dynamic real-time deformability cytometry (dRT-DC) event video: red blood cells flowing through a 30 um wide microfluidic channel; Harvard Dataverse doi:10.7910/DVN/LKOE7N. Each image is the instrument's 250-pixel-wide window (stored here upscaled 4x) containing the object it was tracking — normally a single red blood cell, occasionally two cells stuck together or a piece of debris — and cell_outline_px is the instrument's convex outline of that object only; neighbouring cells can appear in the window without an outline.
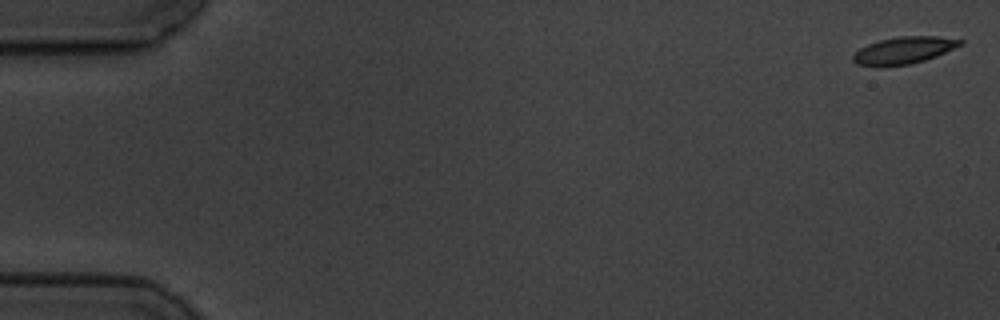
{"species": "common noctule bat (a hibernating species)", "species_latin": "Nyctalus noctula", "temperature_condition": "cold", "stored_images_in_passage": 7, "camera_frame_rate_fps": 3000, "um_per_image_px": 0.085, "animal": {"sex": "male", "body_mass_g": 19.5, "forearm_length_mm": 54.6}, "frame": {"image": 1, "passage_image": 1, "time_ms": 0.0, "image_size_px": [1000, 320], "cell_outline_px": [[964, 44], [936, 56], [912, 64], [856, 64], [852, 60], [852, 56], [860, 48], [868, 44], [880, 40], [900, 36], [936, 36], [964, 40]], "centroid_in_image_um": [76.89, 4.24], "position_along_channel_um": 8.1, "area_um2": 16.36}}
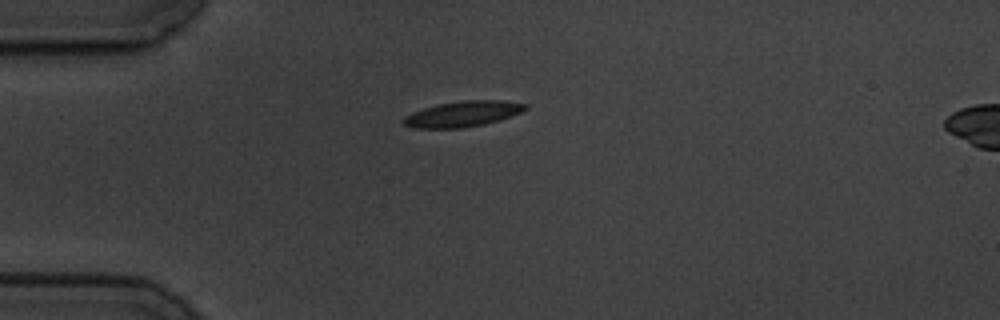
{"frame": {"image": 2, "passage_image": 5, "time_ms": 4.667, "image_size_px": [1000, 320], "cell_outline_px": [[528, 108], [520, 112], [500, 120], [484, 124], [460, 128], [412, 128], [404, 124], [400, 120], [404, 116], [412, 112], [436, 104], [460, 100], [504, 100], [528, 104]], "centroid_in_image_um": [39.31, 9.67], "position_along_channel_um": 45.7, "area_um2": 18.38}}
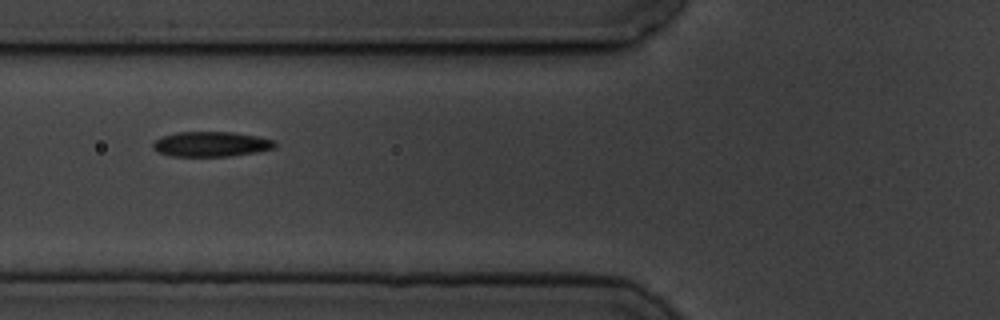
{"frame": {"image": 3, "passage_image": 7, "time_ms": 7.0, "image_size_px": [1000, 320], "cell_outline_px": [[276, 148], [256, 152], [228, 156], [172, 156], [160, 152], [152, 148], [152, 144], [156, 140], [164, 136], [176, 132], [232, 132], [256, 136], [276, 140]], "centroid_in_image_um": [17.98, 12.25], "position_along_channel_um": 107.8, "area_um2": 17.69}}